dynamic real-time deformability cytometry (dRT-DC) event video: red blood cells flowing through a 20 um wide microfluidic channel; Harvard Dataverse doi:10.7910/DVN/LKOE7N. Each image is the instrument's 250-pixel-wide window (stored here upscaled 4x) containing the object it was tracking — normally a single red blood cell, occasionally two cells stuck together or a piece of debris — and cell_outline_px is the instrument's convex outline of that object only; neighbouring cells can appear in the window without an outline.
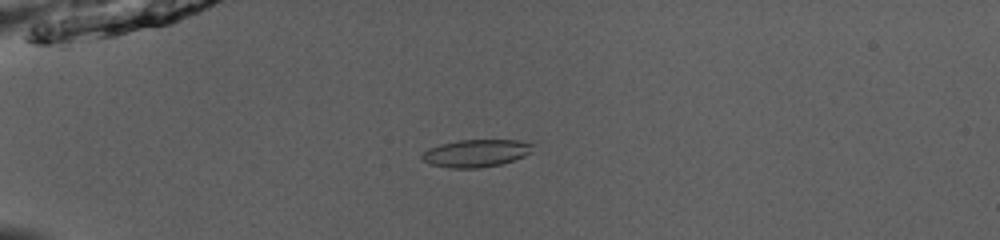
{"species": "common noctule bat (a hibernating species)", "species_latin": "Nyctalus noctula", "temperature_condition": "room temperature", "stored_images_in_passage": 53, "camera_frame_rate_fps": 3000, "um_per_image_px": 0.085, "animal": {"sex": "male", "body_mass_g": 13.0, "forearm_length_mm": 53.1}, "frame": {"image": 1, "passage_image": 16, "time_ms": 5.0, "image_size_px": [1000, 240], "cell_outline_px": [[536, 144], [532, 152], [524, 156], [500, 164], [480, 168], [452, 168], [428, 164], [420, 156], [428, 148], [440, 144], [460, 140], [516, 140]], "centroid_in_image_um": [40.48, 13.02], "position_along_channel_um": 44.5, "area_um2": 17.8}}
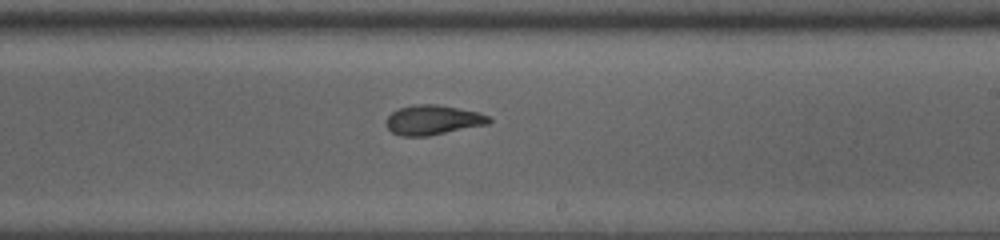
{"frame": {"image": 2, "passage_image": 34, "time_ms": 11.0, "image_size_px": [1000, 240], "cell_outline_px": [[492, 120], [488, 124], [428, 136], [400, 136], [392, 132], [388, 128], [388, 116], [392, 112], [400, 108], [416, 104], [436, 104], [476, 112], [488, 116]], "centroid_in_image_um": [36.79, 10.2], "position_along_channel_um": 252.2, "area_um2": 17.46}}
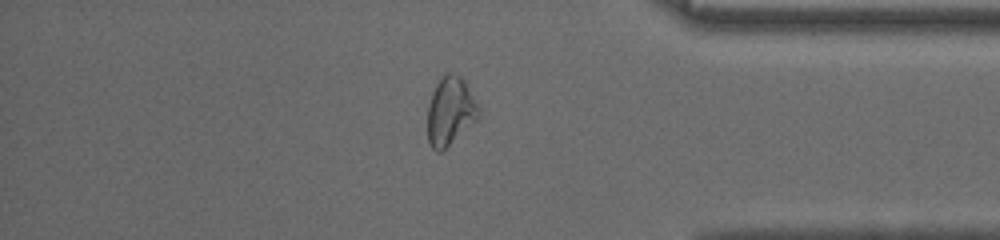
{"frame": {"image": 3, "passage_image": 46, "time_ms": 15.0, "image_size_px": [1000, 240], "cell_outline_px": [[480, 120], [440, 152], [436, 152], [432, 148], [428, 140], [428, 104], [432, 92], [440, 76], [444, 72], [452, 72], [460, 76], [464, 80], [480, 112]], "centroid_in_image_um": [38.27, 9.45], "position_along_channel_um": 396.9, "area_um2": 20.58}, "authors_computed_cell_mechanics": {"area_um2": 18.3804, "velocity_mm_per_s": 3.9765, "shape_relaxation_time_tau1_ms": 5.9839, "shape_relaxation_time_tau2_ms": 1.4229, "deformation_change_tau1": 0.1928, "deformation_change_tau2": 0.0737}}